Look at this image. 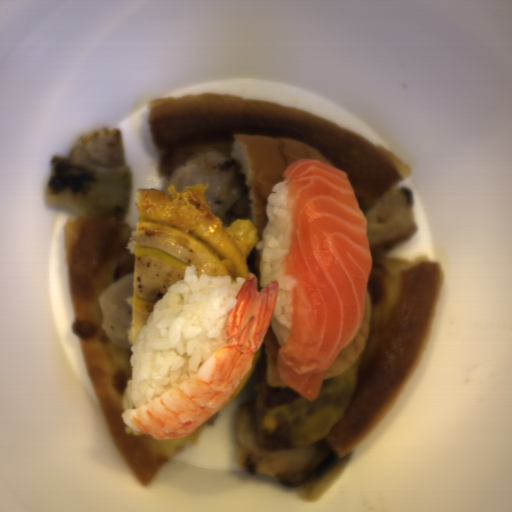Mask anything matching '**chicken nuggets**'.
<instances>
[{
	"mask_svg": "<svg viewBox=\"0 0 512 512\" xmlns=\"http://www.w3.org/2000/svg\"><path fill=\"white\" fill-rule=\"evenodd\" d=\"M133 275L134 270L122 275L97 298L101 309L102 330L121 349H131L128 332Z\"/></svg>",
	"mask_w": 512,
	"mask_h": 512,
	"instance_id": "obj_5",
	"label": "chicken nuggets"
},
{
	"mask_svg": "<svg viewBox=\"0 0 512 512\" xmlns=\"http://www.w3.org/2000/svg\"><path fill=\"white\" fill-rule=\"evenodd\" d=\"M186 186H205L206 206L219 219L232 209L242 193L233 159L216 147L193 153L177 166L165 191L173 188L177 193Z\"/></svg>",
	"mask_w": 512,
	"mask_h": 512,
	"instance_id": "obj_2",
	"label": "chicken nuggets"
},
{
	"mask_svg": "<svg viewBox=\"0 0 512 512\" xmlns=\"http://www.w3.org/2000/svg\"><path fill=\"white\" fill-rule=\"evenodd\" d=\"M331 450L321 439L316 444L274 451L260 448L257 396L237 409L235 458L248 473L268 474L280 486L298 487L327 465Z\"/></svg>",
	"mask_w": 512,
	"mask_h": 512,
	"instance_id": "obj_1",
	"label": "chicken nuggets"
},
{
	"mask_svg": "<svg viewBox=\"0 0 512 512\" xmlns=\"http://www.w3.org/2000/svg\"><path fill=\"white\" fill-rule=\"evenodd\" d=\"M412 203L413 196L409 187L392 188L363 214L372 261L414 232L416 222Z\"/></svg>",
	"mask_w": 512,
	"mask_h": 512,
	"instance_id": "obj_3",
	"label": "chicken nuggets"
},
{
	"mask_svg": "<svg viewBox=\"0 0 512 512\" xmlns=\"http://www.w3.org/2000/svg\"><path fill=\"white\" fill-rule=\"evenodd\" d=\"M67 161L106 173L126 167L122 130L108 125L85 133L72 146Z\"/></svg>",
	"mask_w": 512,
	"mask_h": 512,
	"instance_id": "obj_4",
	"label": "chicken nuggets"
}]
</instances>
